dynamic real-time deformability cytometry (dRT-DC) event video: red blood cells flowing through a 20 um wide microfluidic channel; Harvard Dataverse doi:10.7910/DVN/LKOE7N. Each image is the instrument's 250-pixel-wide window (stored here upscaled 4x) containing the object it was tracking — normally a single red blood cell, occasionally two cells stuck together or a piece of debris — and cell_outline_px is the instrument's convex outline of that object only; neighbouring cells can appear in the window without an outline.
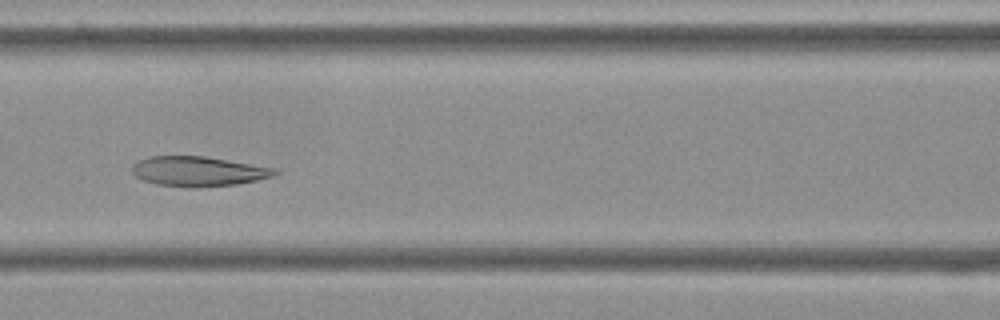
{"species": "Egyptian fruit bat (a non-hibernating species)", "species_latin": "Rousettus aegyptiacus", "temperature_condition": "cold", "stored_images_in_passage": 10, "camera_frame_rate_fps": 3000, "um_per_image_px": 0.085, "frame": {"image": 1, "passage_image": 7, "time_ms": 2.0, "image_size_px": [1000, 320], "cell_outline_px": [[280, 172], [272, 176], [256, 180], [236, 184], [196, 188], [188, 188], [156, 184], [144, 180], [136, 176], [132, 172], [132, 164], [148, 156], [204, 156], [272, 168]], "centroid_in_image_um": [16.79, 14.57], "position_along_channel_um": 149.8, "area_um2": 24.62}}
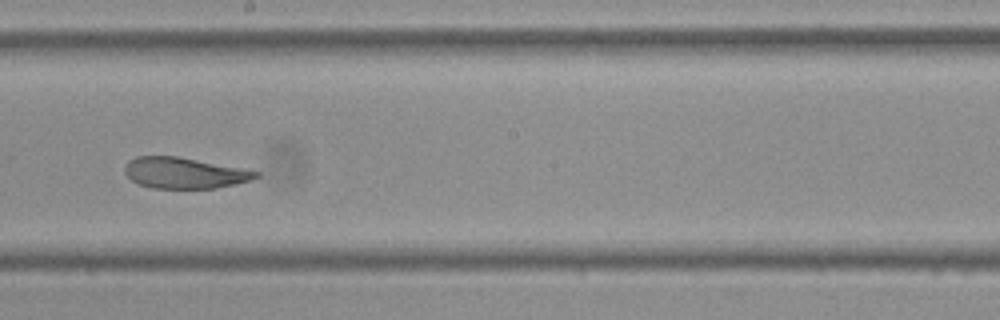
{"frame": {"image": 2, "passage_image": 9, "time_ms": 2.667, "image_size_px": [1000, 320], "cell_outline_px": [[260, 176], [236, 184], [216, 188], [152, 188], [136, 184], [124, 172], [124, 168], [128, 160], [136, 156], [176, 156], [240, 168], [260, 172]], "centroid_in_image_um": [15.62, 14.7], "position_along_channel_um": 232.6, "area_um2": 23.52}}
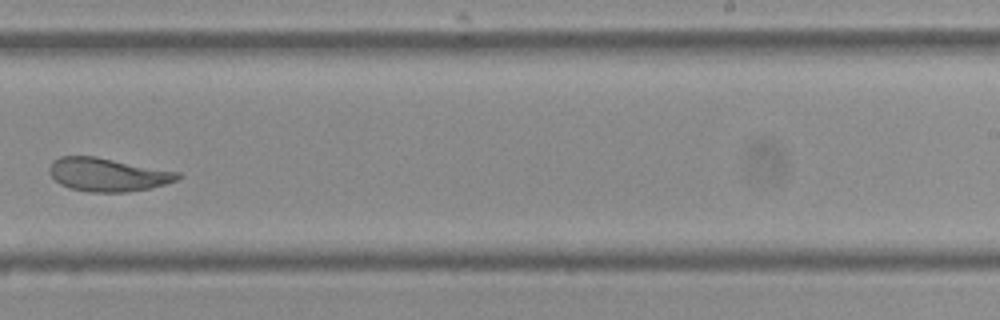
{"frame": {"image": 3, "passage_image": 10, "time_ms": 3.0, "image_size_px": [1000, 320], "cell_outline_px": [[184, 176], [176, 180], [164, 184], [148, 188], [128, 192], [92, 192], [72, 188], [60, 184], [48, 172], [48, 168], [52, 160], [60, 156], [96, 156], [180, 172]], "centroid_in_image_um": [9.15, 14.83], "position_along_channel_um": 279.8, "area_um2": 24.97}}